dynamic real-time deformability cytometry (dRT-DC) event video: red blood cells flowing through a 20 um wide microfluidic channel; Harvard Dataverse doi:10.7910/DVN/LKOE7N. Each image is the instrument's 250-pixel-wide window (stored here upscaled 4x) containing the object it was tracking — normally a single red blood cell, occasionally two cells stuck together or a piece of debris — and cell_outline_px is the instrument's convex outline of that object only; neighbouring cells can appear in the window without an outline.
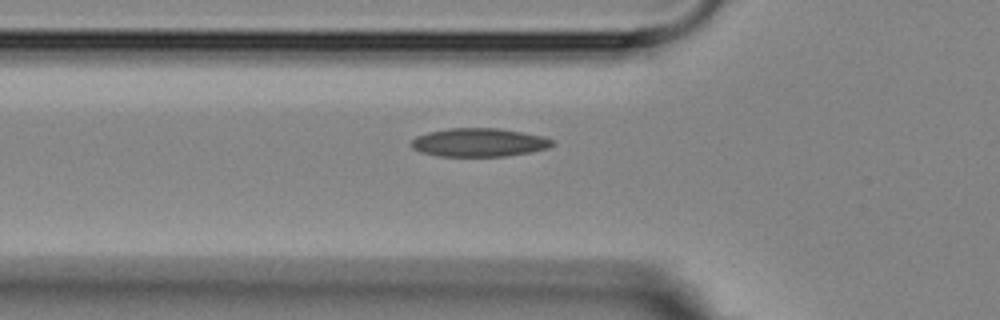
{"species": "Egyptian fruit bat (a non-hibernating species)", "species_latin": "Rousettus aegyptiacus", "temperature_condition": "room temperature", "stored_images_in_passage": 6, "camera_frame_rate_fps": 3000, "um_per_image_px": 0.085, "animal": {"sex": "female"}, "frame": {"image": 1, "passage_image": 6, "time_ms": 5.667, "image_size_px": [1000, 320], "cell_outline_px": [[556, 144], [548, 148], [532, 152], [504, 156], [440, 156], [420, 152], [412, 148], [408, 144], [416, 136], [428, 132], [448, 128], [500, 128], [524, 132], [544, 136], [552, 140]], "centroid_in_image_um": [40.72, 12.1], "position_along_channel_um": 85.1, "area_um2": 23.64}}